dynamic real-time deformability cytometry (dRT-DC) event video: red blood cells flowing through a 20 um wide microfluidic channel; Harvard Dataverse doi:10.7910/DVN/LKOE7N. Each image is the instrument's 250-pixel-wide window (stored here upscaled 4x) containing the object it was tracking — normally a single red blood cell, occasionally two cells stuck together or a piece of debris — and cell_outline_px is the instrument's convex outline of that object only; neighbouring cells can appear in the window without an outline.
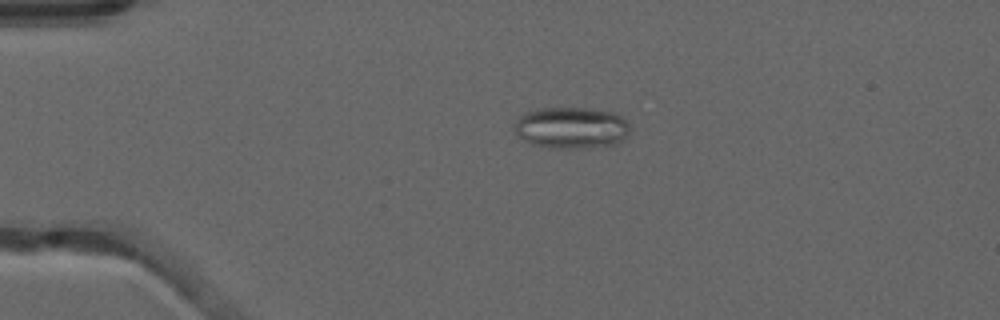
{"species": "common noctule bat (a hibernating species)", "species_latin": "Nyctalus noctula", "temperature_condition": "warm", "stored_images_in_passage": 53, "camera_frame_rate_fps": 3000, "um_per_image_px": 0.085, "animal": {"sex": "male", "forearm_length_mm": 52.5}, "frame": {"image": 1, "passage_image": 13, "time_ms": 4.0, "image_size_px": [1000, 320], "cell_outline_px": [[628, 132], [624, 140], [616, 144], [576, 148], [552, 148], [532, 144], [524, 140], [516, 132], [516, 120], [524, 112], [536, 108], [592, 108], [616, 112], [628, 124]], "centroid_in_image_um": [48.57, 10.84], "position_along_channel_um": 36.4, "area_um2": 27.92}}
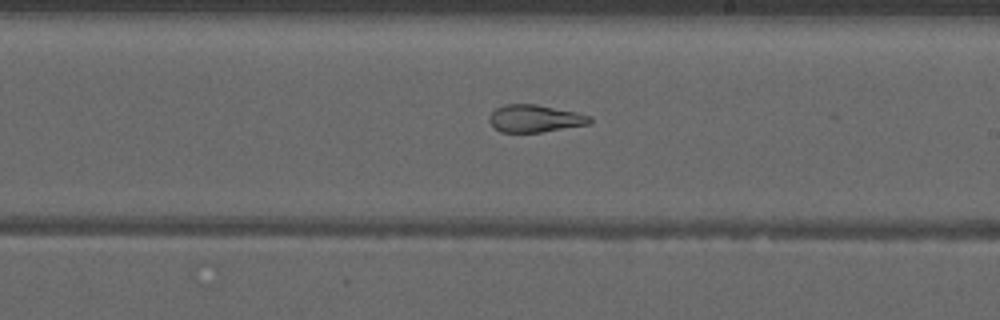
{"frame": {"image": 2, "passage_image": 32, "time_ms": 10.333, "image_size_px": [1000, 320], "cell_outline_px": [[592, 120], [588, 124], [540, 132], [500, 132], [488, 120], [488, 116], [496, 108], [504, 104], [536, 104], [576, 112], [592, 116]], "centroid_in_image_um": [45.45, 10.06], "position_along_channel_um": 243.5, "area_um2": 15.95}}
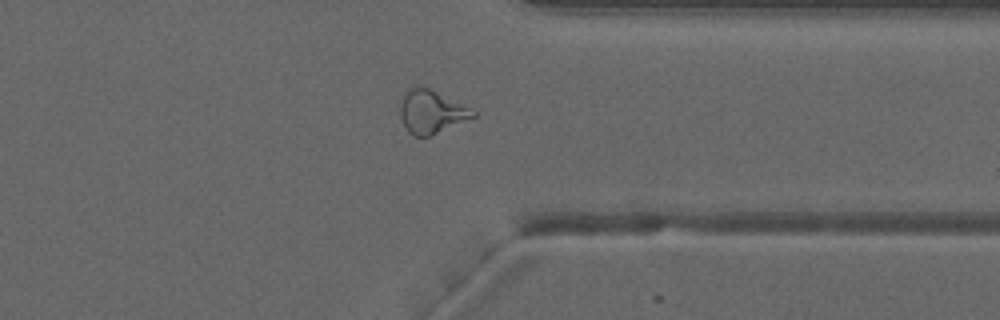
{"frame": {"image": 3, "passage_image": 42, "time_ms": 13.667, "image_size_px": [1000, 320], "cell_outline_px": [[476, 116], [428, 136], [412, 136], [408, 132], [400, 116], [400, 104], [404, 92], [408, 88], [416, 84], [428, 88], [476, 112]], "centroid_in_image_um": [36.59, 9.48], "position_along_channel_um": 374.8, "area_um2": 17.92}, "authors_computed_cell_mechanics": {"area_um2": 21.5594, "velocity_mm_per_s": 3.9978, "shape_relaxation_time_tau1_ms": null, "shape_relaxation_time_tau2_ms": 1.7252, "deformation_change_tau1": null, "deformation_change_tau2": 0.1105}}